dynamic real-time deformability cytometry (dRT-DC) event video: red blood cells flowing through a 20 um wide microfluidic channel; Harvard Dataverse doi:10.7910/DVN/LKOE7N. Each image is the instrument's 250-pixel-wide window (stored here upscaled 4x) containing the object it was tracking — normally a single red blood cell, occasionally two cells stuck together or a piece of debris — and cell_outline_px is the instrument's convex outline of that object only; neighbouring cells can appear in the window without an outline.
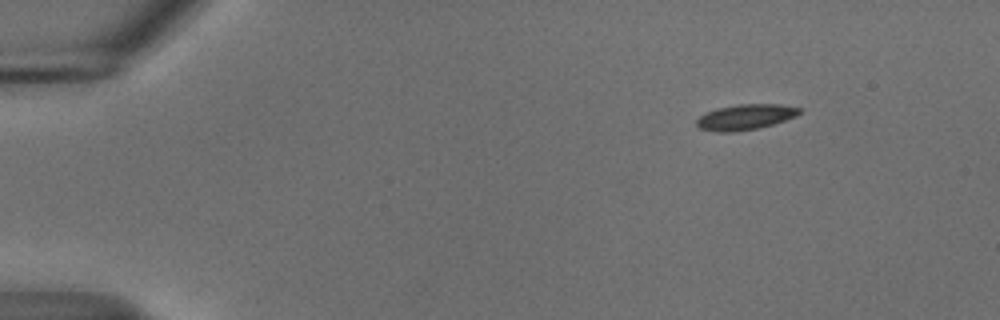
{"species": "common noctule bat (a hibernating species)", "species_latin": "Nyctalus noctula", "temperature_condition": "cold", "stored_images_in_passage": 12, "camera_frame_rate_fps": 3000, "um_per_image_px": 0.085, "animal": {"sex": "male", "body_mass_g": 18.8}, "frame": {"image": 1, "passage_image": 1, "time_ms": 0.0, "image_size_px": [1000, 320], "cell_outline_px": [[804, 108], [796, 116], [772, 124], [756, 128], [736, 132], [720, 132], [700, 128], [696, 124], [696, 120], [704, 112], [716, 108], [740, 104], [780, 104]], "centroid_in_image_um": [63.35, 9.93], "position_along_channel_um": 21.6, "area_um2": 15.26}}
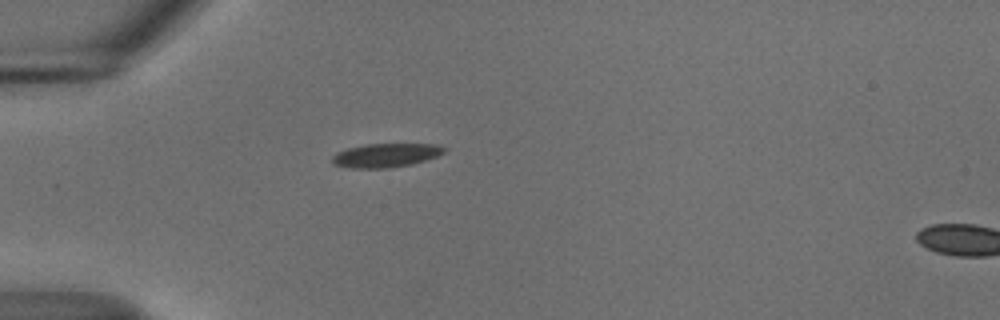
{"frame": {"image": 2, "passage_image": 10, "time_ms": 3.0, "image_size_px": [1000, 320], "cell_outline_px": [[448, 148], [444, 152], [436, 156], [412, 164], [388, 168], [352, 168], [332, 164], [332, 156], [336, 152], [348, 148], [364, 144], [440, 144]], "centroid_in_image_um": [32.79, 13.19], "position_along_channel_um": 52.2, "area_um2": 15.61}}